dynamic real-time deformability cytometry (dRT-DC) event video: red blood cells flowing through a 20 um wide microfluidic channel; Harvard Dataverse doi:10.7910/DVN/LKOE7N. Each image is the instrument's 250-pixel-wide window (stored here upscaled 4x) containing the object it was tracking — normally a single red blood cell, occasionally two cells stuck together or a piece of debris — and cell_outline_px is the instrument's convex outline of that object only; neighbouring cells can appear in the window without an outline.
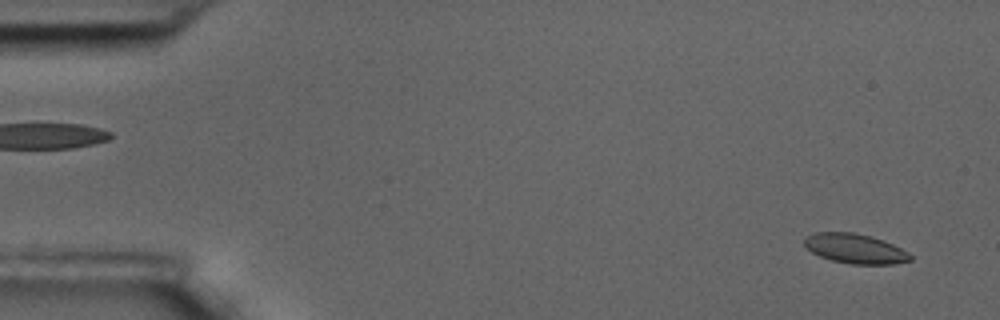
{"species": "common noctule bat (a hibernating species)", "species_latin": "Nyctalus noctula", "temperature_condition": "room temperature", "stored_images_in_passage": 59, "camera_frame_rate_fps": 3000, "um_per_image_px": 0.085, "animal": {"sex": "male", "body_mass_g": 17.5, "forearm_length_mm": 52.3}, "frame": {"image": 1, "passage_image": 3, "time_ms": 0.667, "image_size_px": [1000, 320], "cell_outline_px": [[912, 260], [896, 264], [852, 264], [832, 260], [820, 256], [812, 252], [804, 244], [804, 236], [816, 232], [852, 232], [872, 236], [884, 240], [908, 252], [912, 256]], "centroid_in_image_um": [72.69, 21.12], "position_along_channel_um": 12.3, "area_um2": 18.38}}
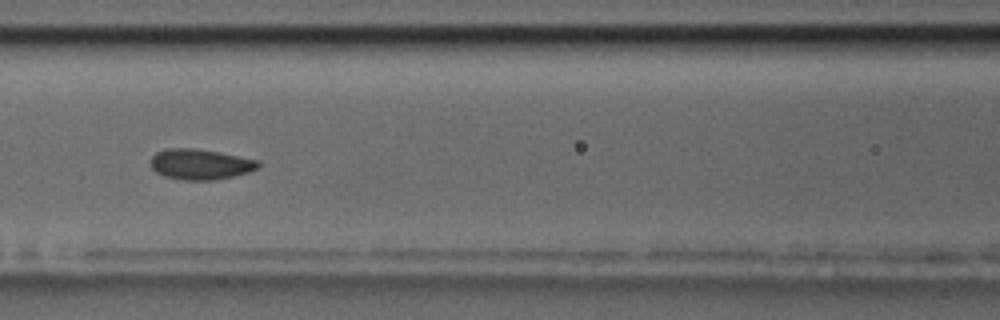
{"frame": {"image": 2, "passage_image": 26, "time_ms": 8.333, "image_size_px": [1000, 320], "cell_outline_px": [[260, 164], [256, 168], [248, 172], [232, 176], [212, 180], [184, 180], [164, 176], [156, 172], [148, 164], [152, 156], [156, 152], [168, 148], [192, 148], [216, 152], [260, 160]], "centroid_in_image_um": [16.97, 13.96], "position_along_channel_um": 149.6, "area_um2": 19.02}}
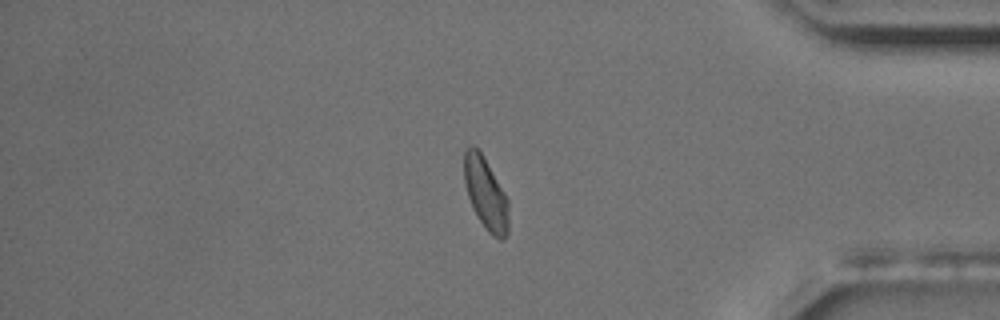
{"frame": {"image": 3, "passage_image": 50, "time_ms": 16.333, "image_size_px": [1000, 320], "cell_outline_px": [[508, 232], [504, 240], [500, 240], [492, 236], [488, 232], [472, 208], [468, 196], [464, 180], [464, 152], [472, 144], [480, 152], [504, 192], [508, 200]], "centroid_in_image_um": [41.29, 16.5], "position_along_channel_um": 393.9, "area_um2": 18.38}, "authors_computed_cell_mechanics": {"area_um2": 18.7272, "velocity_mm_per_s": 3.3896, "shape_relaxation_time_tau1_ms": 2.5078, "shape_relaxation_time_tau2_ms": null, "deformation_change_tau1": 0.0659, "deformation_change_tau2": null}}